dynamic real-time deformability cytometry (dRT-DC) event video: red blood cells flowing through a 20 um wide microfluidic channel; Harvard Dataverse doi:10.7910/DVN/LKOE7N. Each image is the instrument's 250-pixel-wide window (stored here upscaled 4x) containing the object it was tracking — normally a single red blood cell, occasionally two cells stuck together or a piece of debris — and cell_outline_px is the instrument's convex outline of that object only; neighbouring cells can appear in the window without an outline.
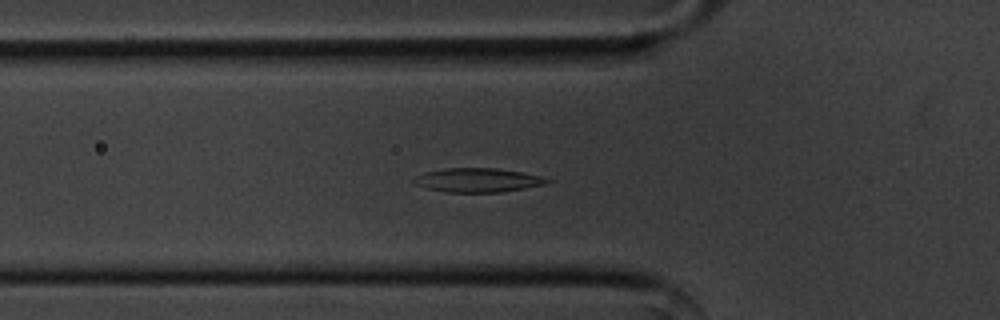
{"species": "common noctule bat (a hibernating species)", "species_latin": "Nyctalus noctula", "temperature_condition": "cold", "stored_images_in_passage": 53, "camera_frame_rate_fps": 3000, "um_per_image_px": 0.085, "animal": {"sex": "male", "body_mass_g": 20.1, "forearm_length_mm": 53.5}, "frame": {"image": 1, "passage_image": 16, "time_ms": 5.0, "image_size_px": [1000, 320], "cell_outline_px": [[552, 180], [544, 184], [524, 188], [500, 192], [444, 192], [424, 188], [416, 184], [412, 180], [416, 176], [424, 172], [444, 168], [496, 168], [520, 172], [540, 176]], "centroid_in_image_um": [40.55, 15.31], "position_along_channel_um": 85.3, "area_um2": 18.55}}
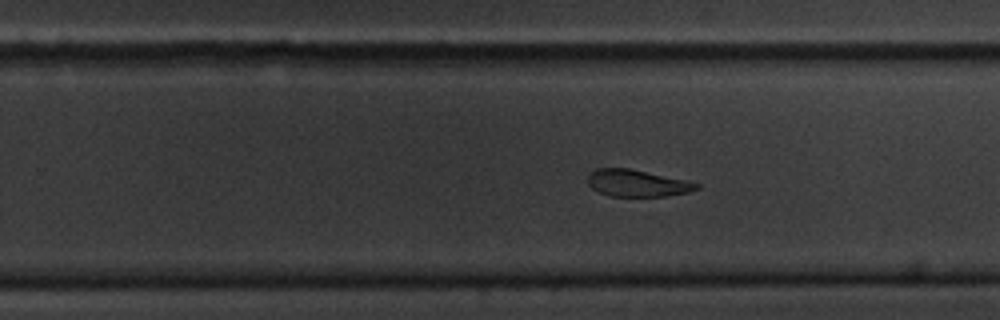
{"frame": {"image": 2, "passage_image": 32, "time_ms": 10.333, "image_size_px": [1000, 320], "cell_outline_px": [[700, 188], [688, 192], [664, 196], [612, 196], [600, 192], [592, 188], [588, 184], [588, 176], [596, 168], [628, 168], [684, 180], [700, 184]], "centroid_in_image_um": [54.14, 15.57], "position_along_channel_um": 275.7, "area_um2": 16.7}}
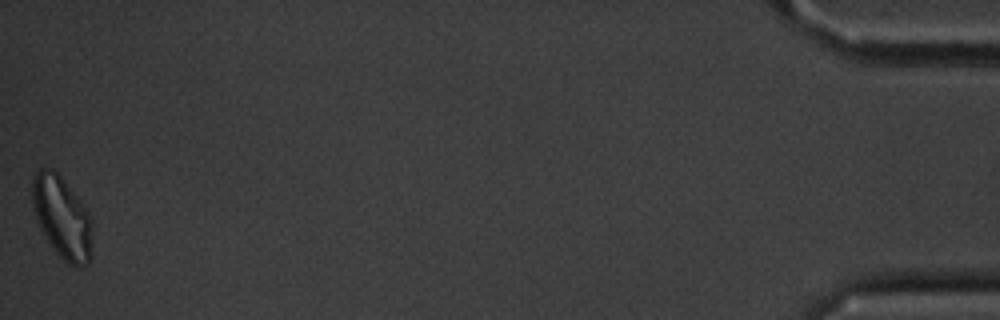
{"frame": {"image": 3, "passage_image": 53, "time_ms": 17.333, "image_size_px": [1000, 320], "cell_outline_px": [[92, 228], [88, 264], [80, 268], [76, 268], [68, 264], [52, 248], [44, 236], [36, 220], [32, 200], [32, 172], [40, 168], [52, 168], [60, 176], [80, 200], [88, 212], [92, 220]], "centroid_in_image_um": [5.24, 18.47], "position_along_channel_um": 430.0, "area_um2": 28.78}, "authors_computed_cell_mechanics": {"area_um2": 18.7272, "velocity_mm_per_s": 3.5572, "shape_relaxation_time_tau1_ms": 3.9872, "shape_relaxation_time_tau2_ms": 5.2871, "deformation_change_tau1": 0.1164, "deformation_change_tau2": 0.1097}}